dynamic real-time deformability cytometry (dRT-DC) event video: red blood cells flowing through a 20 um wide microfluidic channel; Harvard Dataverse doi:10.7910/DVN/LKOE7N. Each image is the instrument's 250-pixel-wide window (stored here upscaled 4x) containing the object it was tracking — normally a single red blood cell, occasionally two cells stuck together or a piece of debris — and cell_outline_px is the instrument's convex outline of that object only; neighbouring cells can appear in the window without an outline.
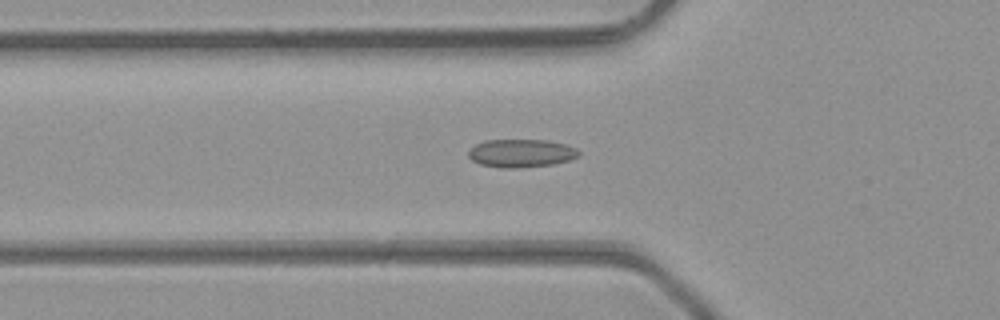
{"species": "common noctule bat (a hibernating species)", "species_latin": "Nyctalus noctula", "temperature_condition": "room temperature", "stored_images_in_passage": 34, "camera_frame_rate_fps": 3000, "um_per_image_px": 0.085, "animal": {"sex": "male", "body_mass_g": 23.1, "forearm_length_mm": 52.7}, "frame": {"image": 1, "passage_image": 3, "time_ms": 0.667, "image_size_px": [1000, 320], "cell_outline_px": [[580, 156], [568, 160], [552, 164], [520, 168], [504, 168], [480, 164], [472, 160], [468, 156], [468, 152], [476, 144], [484, 140], [548, 140], [568, 144], [576, 148], [580, 152]], "centroid_in_image_um": [44.32, 13.02], "position_along_channel_um": 81.5, "area_um2": 18.15}}
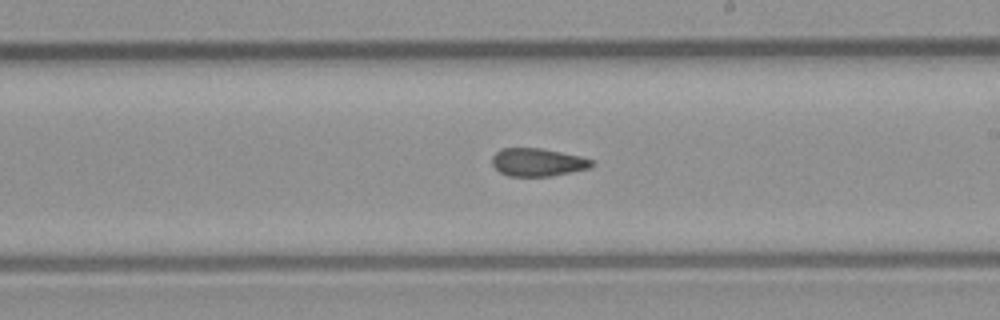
{"frame": {"image": 2, "passage_image": 14, "time_ms": 4.333, "image_size_px": [1000, 320], "cell_outline_px": [[596, 164], [592, 168], [552, 176], [508, 176], [500, 172], [492, 164], [492, 156], [500, 148], [540, 148], [580, 156], [596, 160]], "centroid_in_image_um": [45.76, 13.79], "position_along_channel_um": 243.2, "area_um2": 16.47}}
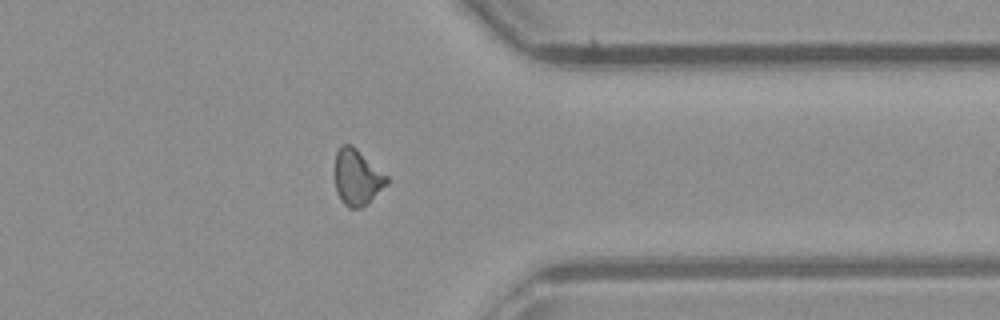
{"frame": {"image": 3, "passage_image": 24, "time_ms": 7.667, "image_size_px": [1000, 320], "cell_outline_px": [[388, 184], [364, 208], [348, 208], [340, 200], [336, 192], [336, 152], [340, 144], [348, 144], [356, 148], [388, 176]], "centroid_in_image_um": [30.37, 15.11], "position_along_channel_um": 381.0, "area_um2": 16.99}, "authors_computed_cell_mechanics": {"area_um2": 16.7909, "velocity_mm_per_s": 4.3767, "shape_relaxation_time_tau1_ms": null, "shape_relaxation_time_tau2_ms": 2.7288, "deformation_change_tau1": null, "deformation_change_tau2": 0.0889}}